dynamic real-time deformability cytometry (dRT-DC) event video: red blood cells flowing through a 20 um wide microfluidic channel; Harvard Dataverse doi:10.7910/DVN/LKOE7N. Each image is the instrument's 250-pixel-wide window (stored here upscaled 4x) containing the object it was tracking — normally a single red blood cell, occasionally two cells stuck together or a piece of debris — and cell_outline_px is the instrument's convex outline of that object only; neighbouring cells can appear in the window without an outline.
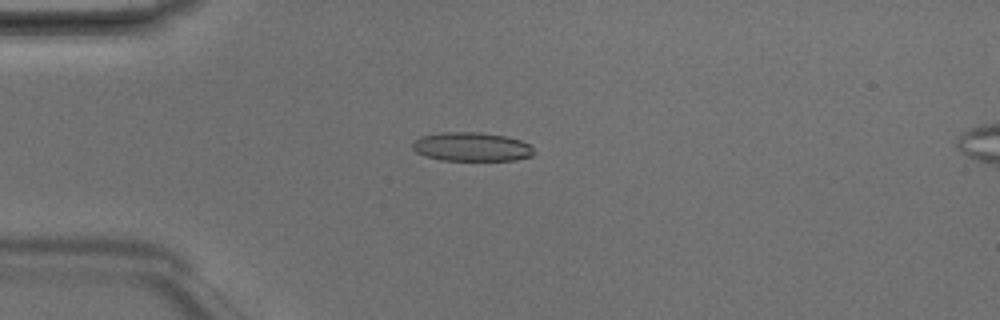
{"species": "Egyptian fruit bat (a non-hibernating species)", "species_latin": "Rousettus aegyptiacus", "temperature_condition": "room temperature", "stored_images_in_passage": 4, "camera_frame_rate_fps": 3000, "um_per_image_px": 0.085, "animal": {"sex": "male"}, "frame": {"image": 1, "passage_image": 3, "time_ms": 0.667, "image_size_px": [1000, 320], "cell_outline_px": [[532, 156], [516, 160], [440, 160], [424, 156], [416, 152], [412, 148], [412, 140], [420, 136], [440, 132], [480, 132], [504, 136], [520, 140], [528, 144], [532, 148]], "centroid_in_image_um": [40.01, 12.47], "position_along_channel_um": 45.0, "area_um2": 20.52}}